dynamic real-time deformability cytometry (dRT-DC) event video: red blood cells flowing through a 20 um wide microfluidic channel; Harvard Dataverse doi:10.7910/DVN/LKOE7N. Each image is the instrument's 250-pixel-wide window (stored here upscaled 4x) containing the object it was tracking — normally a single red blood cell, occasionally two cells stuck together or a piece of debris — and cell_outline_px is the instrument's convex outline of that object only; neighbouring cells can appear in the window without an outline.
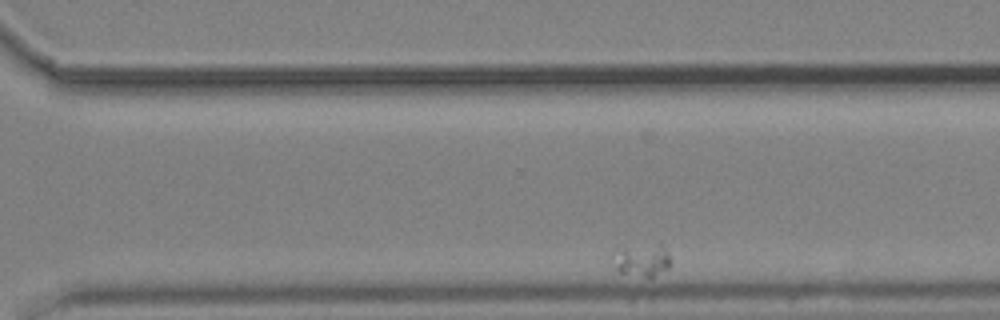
{"species": "common noctule bat (a hibernating species)", "species_latin": "Nyctalus noctula", "temperature_condition": "cold", "stored_images_in_passage": 39, "camera_frame_rate_fps": 3000, "um_per_image_px": 0.085, "animal": {"sex": "male", "body_mass_g": 19.2, "forearm_length_mm": 51.8}, "frame": {"image": 1, "passage_image": 34, "time_ms": 11.0, "image_size_px": [1000, 320], "cell_outline_px": [[672, 264], [668, 268], [652, 280], [620, 272], [616, 268], [620, 248], [660, 240], [664, 244], [672, 260]], "centroid_in_image_um": [54.77, 22.09], "position_along_channel_um": 315.8, "area_um2": 11.44}}